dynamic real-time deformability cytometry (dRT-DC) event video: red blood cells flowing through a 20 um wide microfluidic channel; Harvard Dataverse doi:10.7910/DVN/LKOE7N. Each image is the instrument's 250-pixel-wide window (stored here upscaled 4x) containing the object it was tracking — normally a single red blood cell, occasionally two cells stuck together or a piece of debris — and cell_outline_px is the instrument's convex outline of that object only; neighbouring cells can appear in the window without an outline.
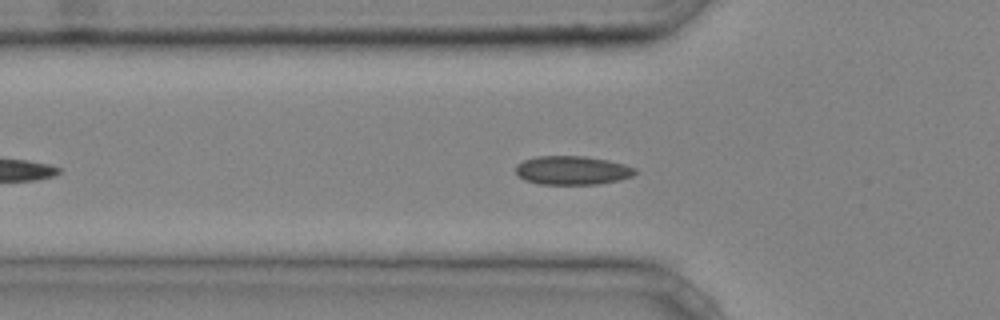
{"species": "common noctule bat (a hibernating species)", "species_latin": "Nyctalus noctula", "temperature_condition": "cold", "stored_images_in_passage": 33, "camera_frame_rate_fps": 3000, "um_per_image_px": 0.085, "animal": {"sex": "male", "body_mass_g": 20.4}, "frame": {"image": 1, "passage_image": 6, "time_ms": 1.667, "image_size_px": [1000, 320], "cell_outline_px": [[636, 172], [632, 176], [620, 180], [596, 184], [540, 184], [524, 180], [516, 172], [516, 164], [524, 160], [536, 156], [584, 156], [608, 160], [624, 164], [636, 168]], "centroid_in_image_um": [48.64, 14.47], "position_along_channel_um": 77.2, "area_um2": 20.0}}
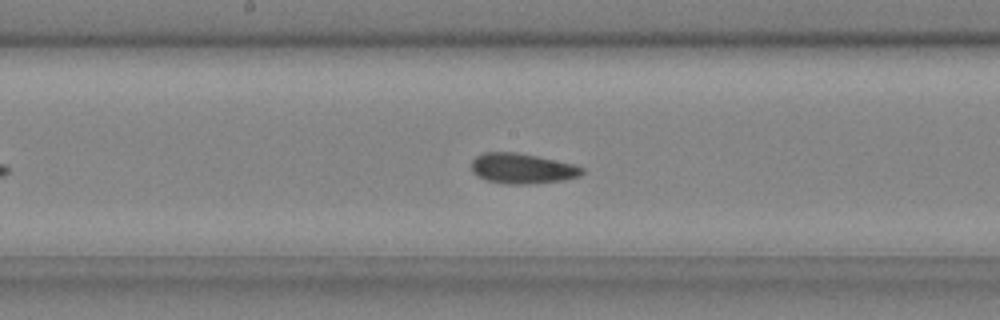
{"frame": {"image": 2, "passage_image": 15, "time_ms": 4.667, "image_size_px": [1000, 320], "cell_outline_px": [[584, 172], [580, 176], [564, 180], [528, 184], [504, 184], [488, 180], [476, 176], [472, 172], [472, 160], [476, 156], [484, 152], [516, 152], [576, 164], [584, 168]], "centroid_in_image_um": [44.4, 14.32], "position_along_channel_um": 203.8, "area_um2": 19.65}}
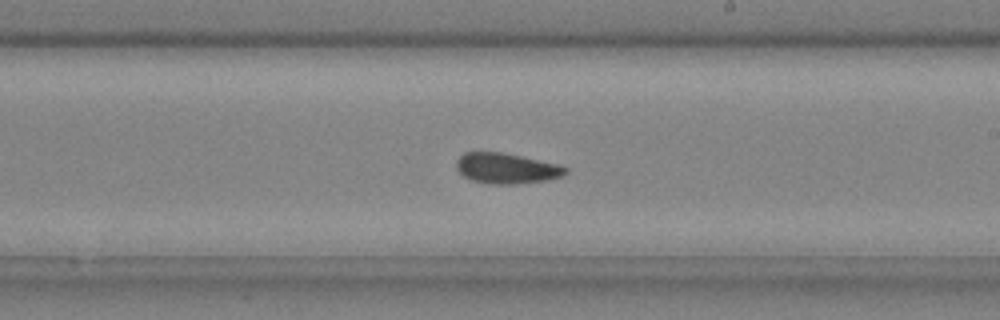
{"frame": {"image": 3, "passage_image": 18, "time_ms": 5.667, "image_size_px": [1000, 320], "cell_outline_px": [[568, 172], [564, 176], [544, 180], [512, 184], [488, 184], [472, 180], [464, 176], [456, 168], [456, 160], [464, 152], [500, 152], [520, 156], [556, 164], [568, 168]], "centroid_in_image_um": [43.02, 14.31], "position_along_channel_um": 246.0, "area_um2": 19.19}, "authors_computed_cell_mechanics": {"area_um2": 19.5942, "velocity_mm_per_s": 4.2267, "shape_relaxation_time_tau1_ms": null, "shape_relaxation_time_tau2_ms": 6.1947, "deformation_change_tau1": null, "deformation_change_tau2": 0.0887}}